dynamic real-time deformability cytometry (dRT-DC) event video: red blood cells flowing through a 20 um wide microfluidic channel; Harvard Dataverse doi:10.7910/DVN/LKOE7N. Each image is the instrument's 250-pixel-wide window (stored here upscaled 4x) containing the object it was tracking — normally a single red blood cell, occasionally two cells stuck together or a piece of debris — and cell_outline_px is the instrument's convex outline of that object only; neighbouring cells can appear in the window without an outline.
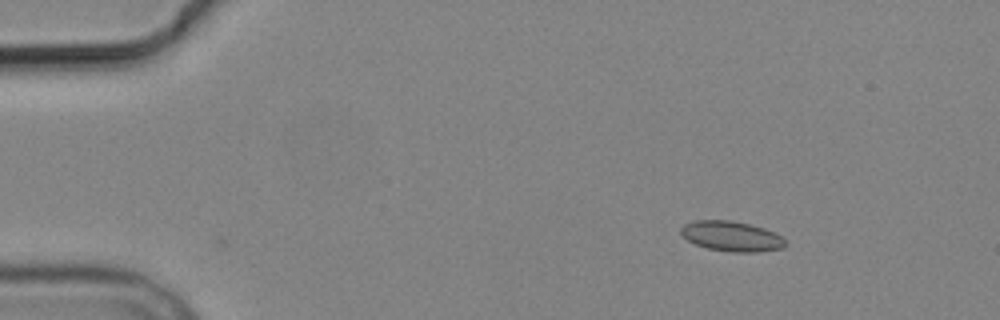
{"species": "common noctule bat (a hibernating species)", "species_latin": "Nyctalus noctula", "temperature_condition": "cold", "stored_images_in_passage": 3, "camera_frame_rate_fps": 3000, "um_per_image_px": 0.085, "animal": {"sex": "male", "body_mass_g": 19.2, "forearm_length_mm": 51.8}, "frame": {"image": 1, "passage_image": 3, "time_ms": 2.333, "image_size_px": [1000, 320], "cell_outline_px": [[788, 244], [784, 248], [756, 252], [732, 252], [708, 248], [696, 244], [688, 240], [680, 232], [680, 228], [684, 224], [696, 220], [732, 220], [764, 228], [780, 236]], "centroid_in_image_um": [62.18, 20.08], "position_along_channel_um": 22.8, "area_um2": 18.21}}